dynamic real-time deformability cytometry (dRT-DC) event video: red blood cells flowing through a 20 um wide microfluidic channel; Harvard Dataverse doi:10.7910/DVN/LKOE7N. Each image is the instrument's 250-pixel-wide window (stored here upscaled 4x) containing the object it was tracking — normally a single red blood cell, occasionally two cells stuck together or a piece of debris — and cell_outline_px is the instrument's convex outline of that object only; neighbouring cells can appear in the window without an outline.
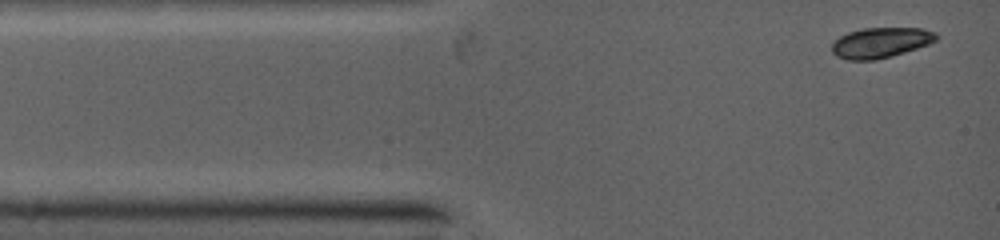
{"species": "common noctule bat (a hibernating species)", "species_latin": "Nyctalus noctula", "temperature_condition": "warm", "stored_images_in_passage": 8, "camera_frame_rate_fps": 5000, "um_per_image_px": 0.085, "animal": {"sex": "female", "body_mass_g": 19.0, "forearm_length_mm": 53.3}, "frame": {"image": 1, "passage_image": 1, "time_ms": 0.0, "image_size_px": [1000, 240], "cell_outline_px": [[940, 36], [936, 40], [928, 44], [904, 52], [876, 60], [848, 60], [836, 56], [832, 52], [832, 44], [840, 36], [848, 32], [864, 28], [920, 28], [932, 32]], "centroid_in_image_um": [74.83, 3.63], "position_along_channel_um": 10.2, "area_um2": 18.26}}
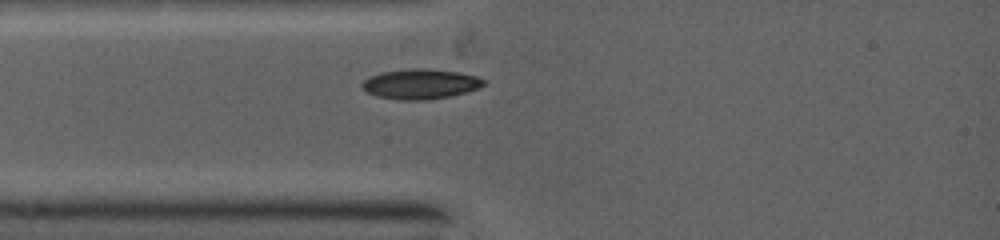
{"frame": {"image": 2, "passage_image": 6, "time_ms": 2.0, "image_size_px": [1000, 240], "cell_outline_px": [[484, 84], [476, 88], [464, 92], [448, 96], [420, 100], [400, 100], [376, 96], [368, 92], [360, 84], [364, 80], [372, 76], [384, 72], [424, 68], [456, 72], [476, 76], [484, 80]], "centroid_in_image_um": [35.71, 7.15], "position_along_channel_um": 49.3, "area_um2": 20.52}}
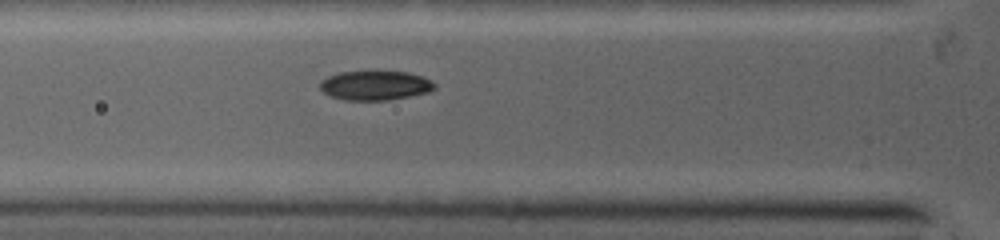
{"frame": {"image": 3, "passage_image": 8, "time_ms": 3.0, "image_size_px": [1000, 240], "cell_outline_px": [[436, 88], [428, 92], [408, 96], [384, 100], [348, 100], [332, 96], [324, 92], [320, 88], [320, 84], [328, 76], [340, 72], [408, 72], [420, 76], [436, 84]], "centroid_in_image_um": [31.9, 7.26], "position_along_channel_um": 93.9, "area_um2": 19.07}}